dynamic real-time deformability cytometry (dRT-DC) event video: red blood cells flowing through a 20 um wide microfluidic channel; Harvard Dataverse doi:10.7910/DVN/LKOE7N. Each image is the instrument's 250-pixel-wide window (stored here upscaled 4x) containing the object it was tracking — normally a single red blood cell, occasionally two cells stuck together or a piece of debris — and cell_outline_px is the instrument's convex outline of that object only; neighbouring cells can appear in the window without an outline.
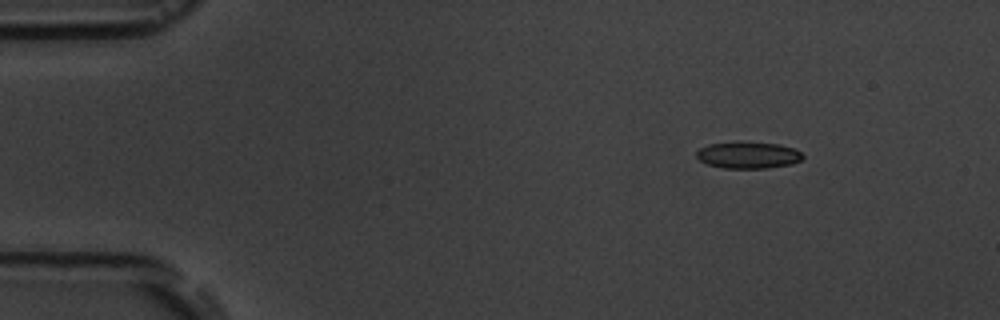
{"species": "common noctule bat (a hibernating species)", "species_latin": "Nyctalus noctula", "temperature_condition": "room temperature", "stored_images_in_passage": 9, "camera_frame_rate_fps": 3000, "um_per_image_px": 0.085, "animal": {"sex": "male", "body_mass_g": 19.5, "forearm_length_mm": 54.6}, "frame": {"image": 1, "passage_image": 1, "time_ms": 0.0, "image_size_px": [1000, 320], "cell_outline_px": [[804, 156], [800, 160], [792, 164], [768, 168], [724, 168], [708, 164], [700, 160], [696, 156], [696, 152], [700, 148], [708, 144], [744, 140], [780, 144], [796, 148]], "centroid_in_image_um": [63.61, 13.15], "position_along_channel_um": 21.4, "area_um2": 16.94}}
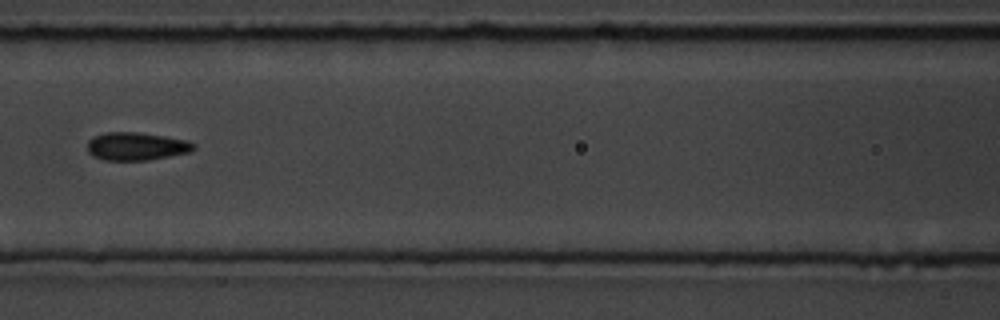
{"frame": {"image": 2, "passage_image": 6, "time_ms": 6.0, "image_size_px": [1000, 320], "cell_outline_px": [[196, 148], [192, 152], [148, 160], [104, 160], [92, 156], [88, 152], [88, 140], [92, 136], [104, 132], [136, 132], [164, 136], [184, 140], [196, 144]], "centroid_in_image_um": [11.57, 12.44], "position_along_channel_um": 155.0, "area_um2": 17.46}}
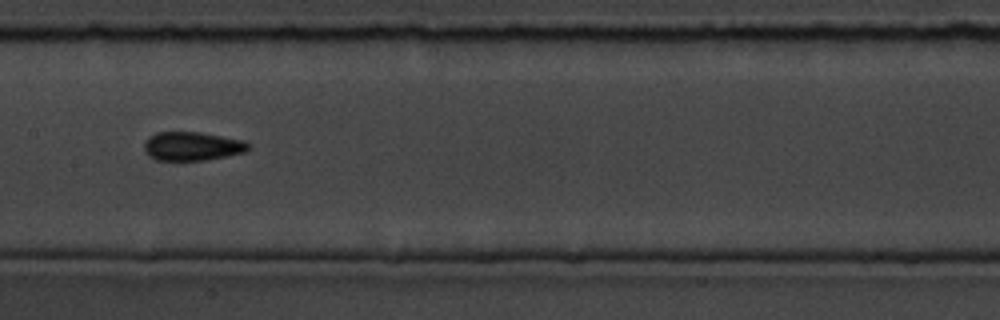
{"frame": {"image": 3, "passage_image": 7, "time_ms": 7.0, "image_size_px": [1000, 320], "cell_outline_px": [[252, 144], [244, 152], [204, 160], [156, 160], [148, 156], [144, 148], [144, 144], [148, 136], [156, 132], [200, 132], [244, 140]], "centroid_in_image_um": [16.31, 12.42], "position_along_channel_um": 191.1, "area_um2": 17.46}}